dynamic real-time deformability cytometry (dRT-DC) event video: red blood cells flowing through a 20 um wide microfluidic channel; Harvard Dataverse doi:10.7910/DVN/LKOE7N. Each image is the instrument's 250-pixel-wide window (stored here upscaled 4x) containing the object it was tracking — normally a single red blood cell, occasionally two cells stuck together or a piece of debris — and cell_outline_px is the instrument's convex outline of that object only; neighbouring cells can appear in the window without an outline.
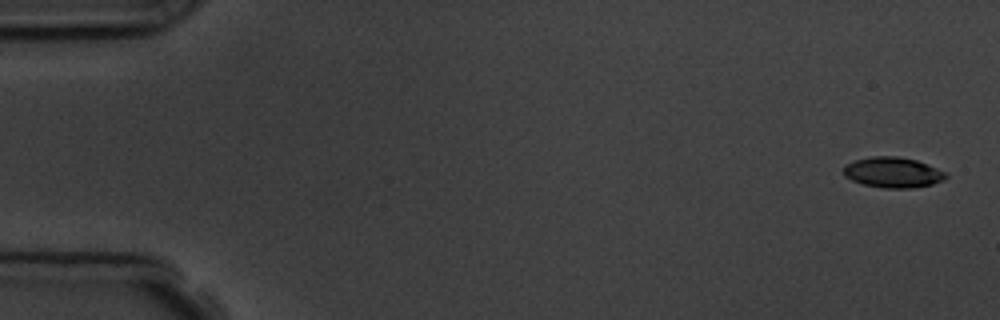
{"species": "common noctule bat (a hibernating species)", "species_latin": "Nyctalus noctula", "temperature_condition": "room temperature", "stored_images_in_passage": 5, "camera_frame_rate_fps": 3000, "um_per_image_px": 0.085, "animal": {"sex": "male", "body_mass_g": 19.5, "forearm_length_mm": 54.6}, "frame": {"image": 1, "passage_image": 1, "time_ms": 0.0, "image_size_px": [1000, 320], "cell_outline_px": [[948, 176], [944, 180], [932, 184], [912, 188], [884, 188], [864, 184], [852, 180], [844, 176], [844, 164], [856, 160], [872, 156], [896, 156], [916, 160], [948, 172]], "centroid_in_image_um": [75.92, 14.65], "position_along_channel_um": 9.1, "area_um2": 18.21}}
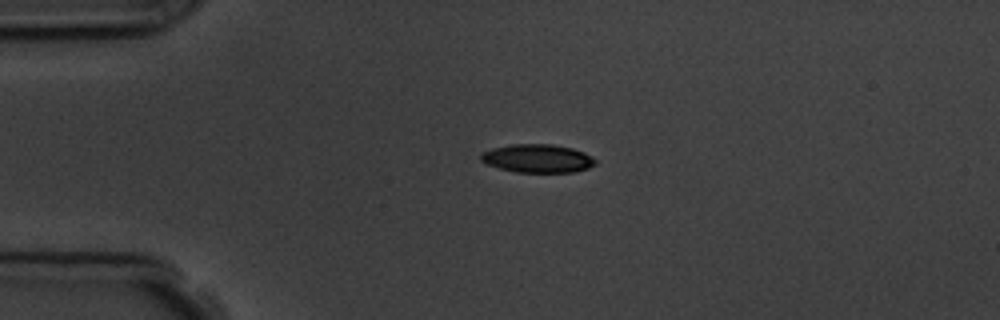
{"frame": {"image": 2, "passage_image": 4, "time_ms": 3.667, "image_size_px": [1000, 320], "cell_outline_px": [[596, 164], [588, 168], [576, 172], [516, 172], [484, 164], [480, 160], [480, 156], [484, 152], [492, 148], [512, 144], [552, 144], [572, 148], [584, 152], [592, 156], [596, 160]], "centroid_in_image_um": [45.7, 13.47], "position_along_channel_um": 39.3, "area_um2": 19.02}}